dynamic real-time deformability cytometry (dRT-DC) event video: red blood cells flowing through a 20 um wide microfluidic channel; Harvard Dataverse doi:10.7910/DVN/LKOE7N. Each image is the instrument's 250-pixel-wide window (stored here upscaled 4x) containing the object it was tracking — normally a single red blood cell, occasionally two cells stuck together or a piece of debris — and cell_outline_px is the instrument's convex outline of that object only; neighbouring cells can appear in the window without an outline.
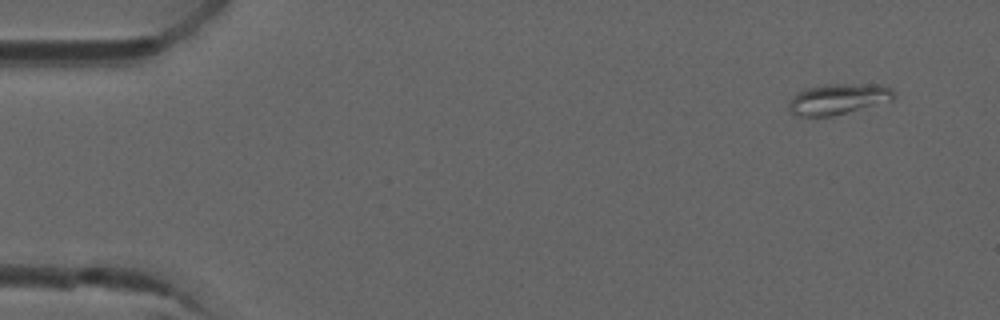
{"species": "common noctule bat (a hibernating species)", "species_latin": "Nyctalus noctula", "temperature_condition": "room temperature", "stored_images_in_passage": 6, "camera_frame_rate_fps": 3000, "um_per_image_px": 0.085, "animal": {"sex": "male", "forearm_length_mm": 52.5}, "frame": {"image": 1, "passage_image": 1, "time_ms": 0.0, "image_size_px": [1000, 320], "cell_outline_px": [[896, 96], [892, 100], [832, 116], [796, 116], [788, 112], [788, 100], [796, 92], [804, 88], [828, 84], [880, 84], [892, 88], [896, 92]], "centroid_in_image_um": [71.21, 8.41], "position_along_channel_um": 13.8, "area_um2": 19.13}}
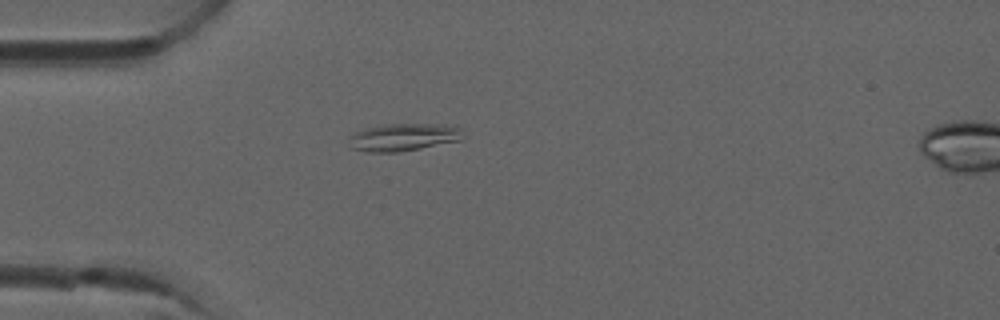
{"frame": {"image": 2, "passage_image": 4, "time_ms": 1.0, "image_size_px": [1000, 320], "cell_outline_px": [[464, 136], [460, 140], [420, 148], [396, 152], [368, 152], [352, 148], [352, 136], [356, 132], [380, 124], [444, 124], [464, 128]], "centroid_in_image_um": [34.39, 11.64], "position_along_channel_um": 50.6, "area_um2": 18.09}}
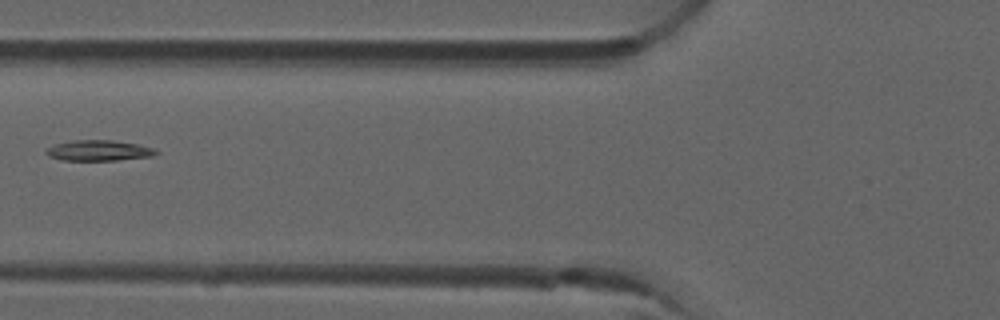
{"frame": {"image": 3, "passage_image": 6, "time_ms": 1.667, "image_size_px": [1000, 320], "cell_outline_px": [[160, 152], [156, 156], [116, 160], [64, 160], [48, 156], [44, 152], [48, 148], [56, 144], [72, 140], [112, 140], [136, 144], [152, 148]], "centroid_in_image_um": [8.42, 12.8], "position_along_channel_um": 117.4, "area_um2": 13.12}}